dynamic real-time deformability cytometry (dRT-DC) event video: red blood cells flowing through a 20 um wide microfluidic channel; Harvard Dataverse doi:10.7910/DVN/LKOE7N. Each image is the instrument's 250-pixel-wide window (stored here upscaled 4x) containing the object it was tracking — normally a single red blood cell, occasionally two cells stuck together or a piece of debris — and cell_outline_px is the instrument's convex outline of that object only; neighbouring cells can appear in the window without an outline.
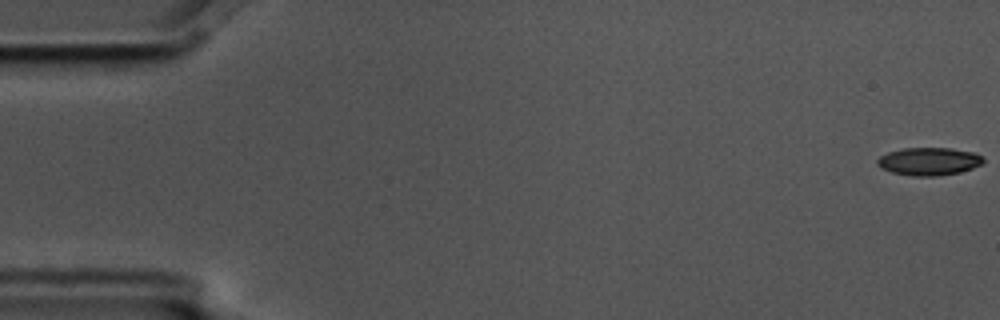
{"species": "common noctule bat (a hibernating species)", "species_latin": "Nyctalus noctula", "temperature_condition": "cold", "stored_images_in_passage": 5, "camera_frame_rate_fps": 3000, "um_per_image_px": 0.085, "animal": {"sex": "male", "body_mass_g": 17.5, "forearm_length_mm": 52.3}, "frame": {"image": 1, "passage_image": 1, "time_ms": 0.0, "image_size_px": [1000, 320], "cell_outline_px": [[984, 164], [960, 172], [936, 176], [912, 176], [892, 172], [880, 168], [876, 164], [876, 160], [880, 156], [888, 152], [904, 148], [952, 148], [976, 152], [984, 156]], "centroid_in_image_um": [78.99, 13.71], "position_along_channel_um": 6.0, "area_um2": 17.46}}
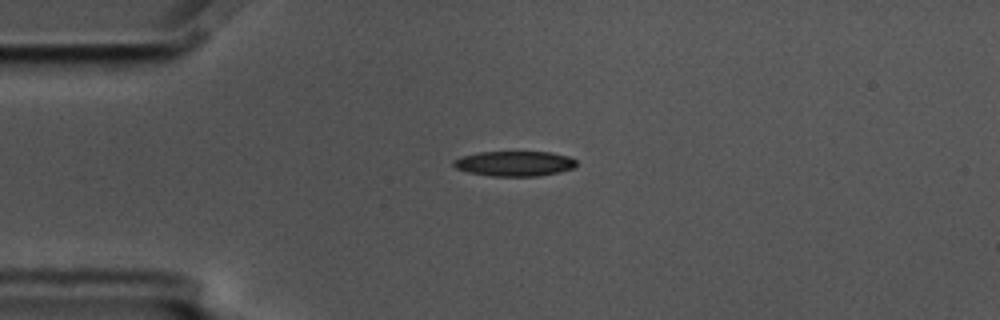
{"frame": {"image": 2, "passage_image": 5, "time_ms": 1.333, "image_size_px": [1000, 320], "cell_outline_px": [[576, 164], [572, 168], [556, 172], [536, 176], [492, 176], [468, 172], [456, 168], [452, 164], [452, 160], [464, 156], [480, 152], [552, 152], [568, 156], [576, 160]], "centroid_in_image_um": [43.71, 13.9], "position_along_channel_um": 41.3, "area_um2": 17.74}}